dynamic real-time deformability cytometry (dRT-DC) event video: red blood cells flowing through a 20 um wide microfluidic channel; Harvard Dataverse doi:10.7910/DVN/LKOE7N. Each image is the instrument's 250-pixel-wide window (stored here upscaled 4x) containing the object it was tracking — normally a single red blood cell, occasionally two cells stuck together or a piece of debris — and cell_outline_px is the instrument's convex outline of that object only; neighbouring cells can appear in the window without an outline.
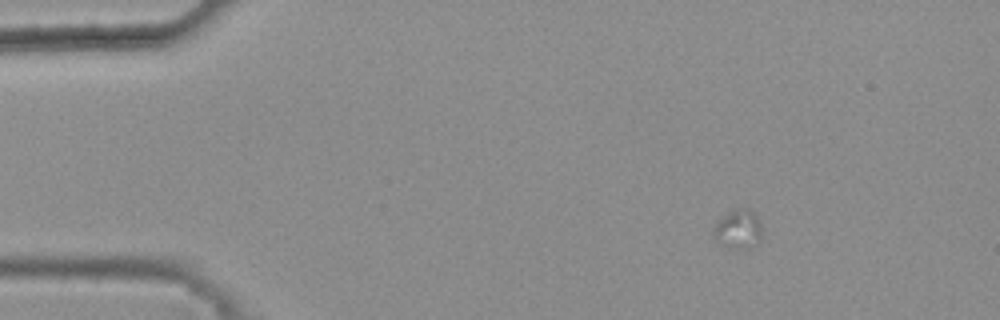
{"species": "common noctule bat (a hibernating species)", "species_latin": "Nyctalus noctula", "temperature_condition": "warm", "stored_images_in_passage": 3, "camera_frame_rate_fps": 3000, "um_per_image_px": 0.085, "animal": {"sex": "female", "body_mass_g": 25.1}, "frame": {"image": 1, "passage_image": 3, "time_ms": 0.667, "image_size_px": [1000, 320], "cell_outline_px": [[764, 228], [756, 244], [752, 248], [732, 248], [716, 240], [712, 236], [712, 228], [728, 212], [740, 208], [748, 208], [756, 216]], "centroid_in_image_um": [62.77, 19.48], "position_along_channel_um": 22.2, "area_um2": 10.92}}